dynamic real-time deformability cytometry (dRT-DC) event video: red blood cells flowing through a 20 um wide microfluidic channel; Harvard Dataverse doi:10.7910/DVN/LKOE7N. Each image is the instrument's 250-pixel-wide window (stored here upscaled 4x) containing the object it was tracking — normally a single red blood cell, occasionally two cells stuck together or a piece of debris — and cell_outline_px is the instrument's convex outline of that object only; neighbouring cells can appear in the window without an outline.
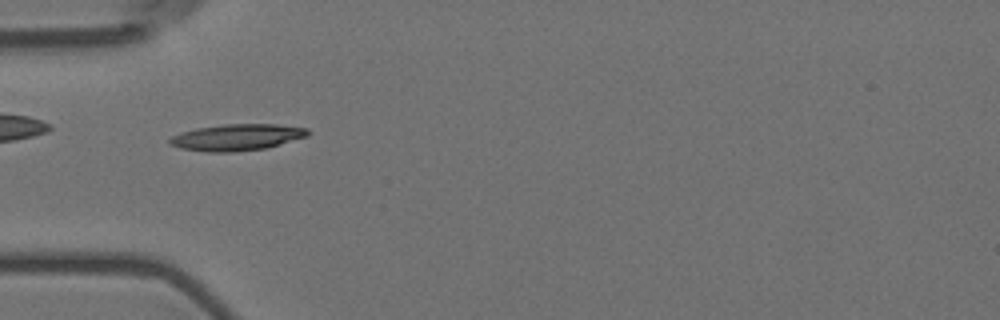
{"species": "Egyptian fruit bat (a non-hibernating species)", "species_latin": "Rousettus aegyptiacus", "temperature_condition": "room temperature", "stored_images_in_passage": 57, "camera_frame_rate_fps": 3000, "um_per_image_px": 0.085, "animal": {"sex": "female"}, "frame": {"image": 1, "passage_image": 18, "time_ms": 5.667, "image_size_px": [1000, 320], "cell_outline_px": [[312, 132], [308, 136], [268, 148], [236, 152], [208, 152], [180, 148], [168, 144], [168, 140], [172, 136], [196, 128], [224, 124], [276, 124], [308, 128]], "centroid_in_image_um": [20.18, 11.67], "position_along_channel_um": 64.8, "area_um2": 21.5}}
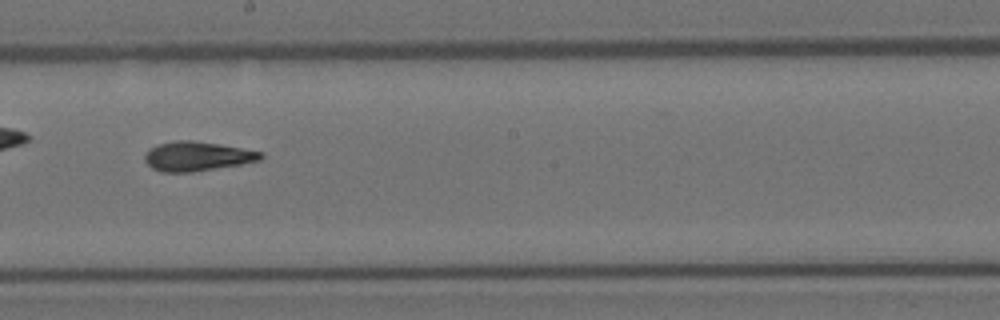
{"frame": {"image": 2, "passage_image": 32, "time_ms": 10.333, "image_size_px": [1000, 320], "cell_outline_px": [[264, 156], [260, 160], [240, 164], [192, 172], [164, 172], [152, 168], [144, 160], [144, 156], [156, 144], [176, 140], [192, 140], [220, 144], [264, 152]], "centroid_in_image_um": [16.77, 13.27], "position_along_channel_um": 231.4, "area_um2": 19.77}}
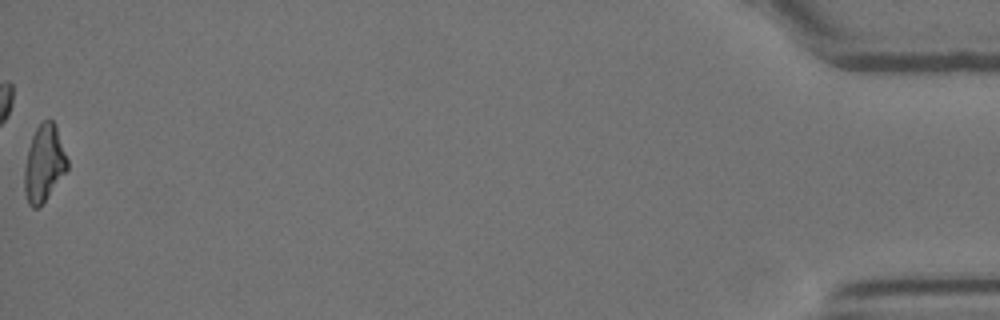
{"frame": {"image": 3, "passage_image": 57, "time_ms": 18.667, "image_size_px": [1000, 320], "cell_outline_px": [[68, 168], [44, 200], [36, 208], [32, 208], [28, 204], [24, 192], [24, 168], [28, 148], [32, 136], [36, 128], [44, 120], [52, 120], [56, 128], [68, 160]], "centroid_in_image_um": [3.71, 13.89], "position_along_channel_um": 431.5, "area_um2": 18.73}, "authors_computed_cell_mechanics": {"area_um2": 19.1896, "velocity_mm_per_s": 3.5788, "shape_relaxation_time_tau1_ms": 8.3696, "shape_relaxation_time_tau2_ms": 5.0342, "deformation_change_tau1": 0.2337, "deformation_change_tau2": 0.1113}}